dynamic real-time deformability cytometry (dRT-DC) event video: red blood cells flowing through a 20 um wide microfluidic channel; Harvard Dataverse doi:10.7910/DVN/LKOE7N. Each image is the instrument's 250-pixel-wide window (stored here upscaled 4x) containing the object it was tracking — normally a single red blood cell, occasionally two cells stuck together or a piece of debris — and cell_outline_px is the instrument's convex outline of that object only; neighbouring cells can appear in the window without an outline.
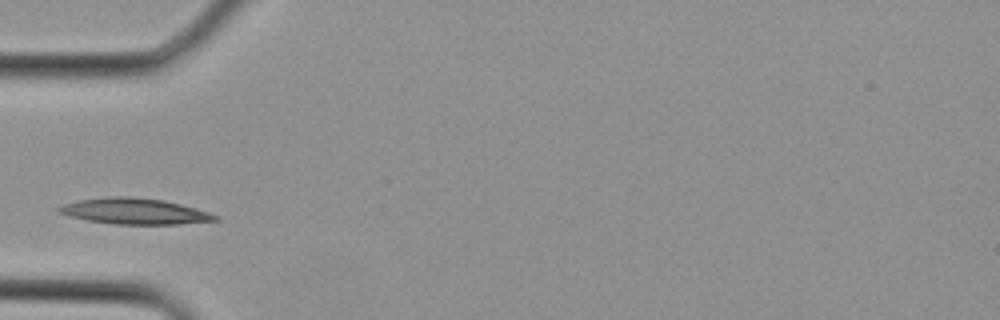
{"species": "Egyptian fruit bat (a non-hibernating species)", "species_latin": "Rousettus aegyptiacus", "temperature_condition": "cold", "stored_images_in_passage": 1, "camera_frame_rate_fps": 3000, "um_per_image_px": 0.085, "animal": {"sex": "female"}, "frame": {"image": 1, "passage_image": 1, "time_ms": 0.0, "image_size_px": [1000, 320], "cell_outline_px": [[220, 220], [176, 224], [112, 224], [88, 220], [68, 216], [60, 212], [56, 208], [64, 204], [80, 200], [108, 196], [132, 196], [164, 200], [196, 208], [220, 216]], "centroid_in_image_um": [11.46, 17.95], "position_along_channel_um": 73.5, "area_um2": 23.58}}